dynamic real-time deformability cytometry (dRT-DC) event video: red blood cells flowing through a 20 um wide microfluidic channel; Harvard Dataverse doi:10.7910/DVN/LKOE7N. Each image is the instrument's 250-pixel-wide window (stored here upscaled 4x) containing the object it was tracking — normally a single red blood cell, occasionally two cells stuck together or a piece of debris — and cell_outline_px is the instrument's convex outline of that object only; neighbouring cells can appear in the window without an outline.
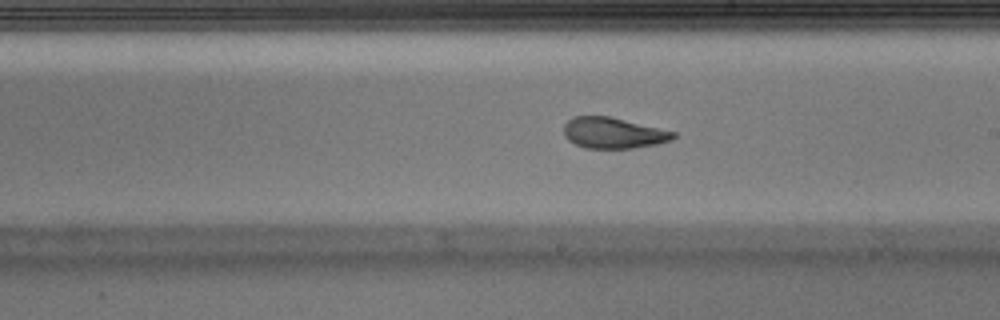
{"species": "Egyptian fruit bat (a non-hibernating species)", "species_latin": "Rousettus aegyptiacus", "temperature_condition": "warm", "stored_images_in_passage": 38, "camera_frame_rate_fps": 3000, "um_per_image_px": 0.085, "animal": {"sex": "male"}, "frame": {"image": 1, "passage_image": 17, "time_ms": 5.333, "image_size_px": [1000, 320], "cell_outline_px": [[676, 136], [672, 140], [656, 144], [632, 148], [584, 148], [568, 140], [564, 136], [564, 124], [572, 116], [608, 116], [676, 132]], "centroid_in_image_um": [52.1, 11.3], "position_along_channel_um": 236.9, "area_um2": 19.65}, "authors_computed_cell_mechanics": {"area_um2": 20.6346, "velocity_mm_per_s": 3.9877, "shape_relaxation_time_tau1_ms": 5.2273, "shape_relaxation_time_tau2_ms": 1.4047, "deformation_change_tau1": 0.2175, "deformation_change_tau2": 0.0936}}